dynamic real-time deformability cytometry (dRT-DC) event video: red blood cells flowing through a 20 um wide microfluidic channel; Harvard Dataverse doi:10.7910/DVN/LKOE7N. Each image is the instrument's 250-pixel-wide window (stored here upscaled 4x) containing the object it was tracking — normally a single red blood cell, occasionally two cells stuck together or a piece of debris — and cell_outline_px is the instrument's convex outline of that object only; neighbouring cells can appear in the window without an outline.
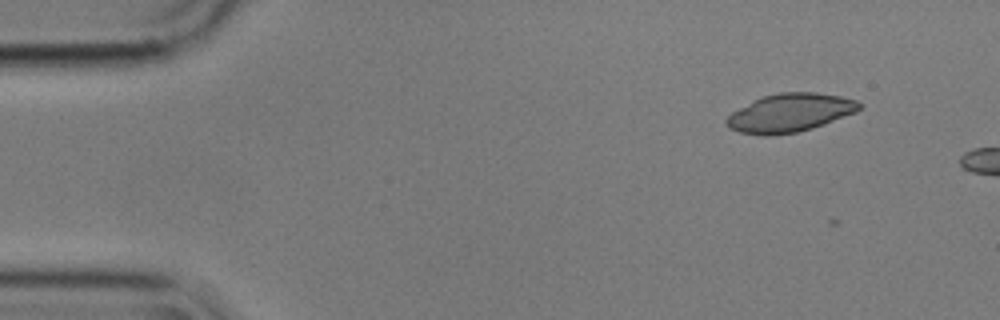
{"species": "common noctule bat (a hibernating species)", "species_latin": "Nyctalus noctula", "temperature_condition": "cold", "stored_images_in_passage": 3, "camera_frame_rate_fps": 3000, "um_per_image_px": 0.085, "animal": {"sex": "male", "body_mass_g": 17.9}, "frame": {"image": 1, "passage_image": 1, "time_ms": 0.0, "image_size_px": [1000, 320], "cell_outline_px": [[860, 108], [856, 112], [824, 124], [812, 128], [796, 132], [772, 136], [764, 136], [740, 132], [728, 128], [724, 124], [724, 120], [732, 112], [764, 96], [780, 92], [816, 92], [840, 96], [856, 100], [860, 104]], "centroid_in_image_um": [67.12, 9.6], "position_along_channel_um": 17.9, "area_um2": 29.54}}